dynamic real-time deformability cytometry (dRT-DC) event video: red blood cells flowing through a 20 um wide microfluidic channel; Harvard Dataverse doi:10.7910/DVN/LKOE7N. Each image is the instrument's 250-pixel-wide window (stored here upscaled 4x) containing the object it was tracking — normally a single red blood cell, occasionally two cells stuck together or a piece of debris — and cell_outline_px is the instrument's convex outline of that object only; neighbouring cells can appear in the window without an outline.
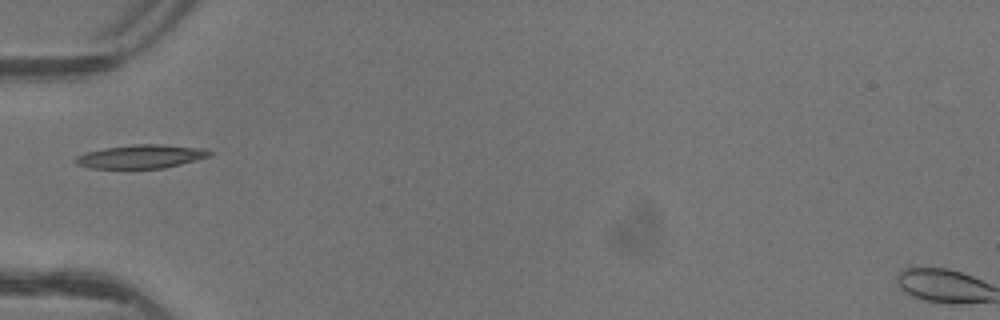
{"species": "common noctule bat (a hibernating species)", "species_latin": "Nyctalus noctula", "temperature_condition": "warm", "stored_images_in_passage": 6, "camera_frame_rate_fps": 3000, "um_per_image_px": 0.085, "animal": {"sex": "female"}, "frame": {"image": 1, "passage_image": 6, "time_ms": 1.667, "image_size_px": [1000, 320], "cell_outline_px": [[212, 152], [208, 156], [180, 164], [164, 168], [92, 168], [76, 164], [72, 160], [76, 156], [84, 152], [104, 148], [136, 144], [160, 144], [204, 148]], "centroid_in_image_um": [11.92, 13.3], "position_along_channel_um": 73.1, "area_um2": 18.32}}